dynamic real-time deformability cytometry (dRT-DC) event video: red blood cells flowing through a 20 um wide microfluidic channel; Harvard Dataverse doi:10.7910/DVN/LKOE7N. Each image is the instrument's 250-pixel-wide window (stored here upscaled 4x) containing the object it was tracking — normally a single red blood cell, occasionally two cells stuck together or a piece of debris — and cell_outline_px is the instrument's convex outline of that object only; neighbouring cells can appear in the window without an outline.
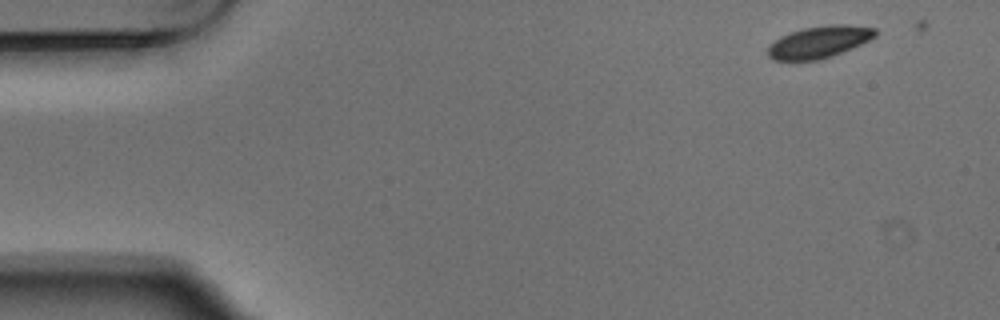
{"species": "Egyptian fruit bat (a non-hibernating species)", "species_latin": "Rousettus aegyptiacus", "temperature_condition": "warm", "stored_images_in_passage": 4, "camera_frame_rate_fps": 3000, "um_per_image_px": 0.085, "animal": {"sex": "male"}, "frame": {"image": 1, "passage_image": 1, "time_ms": 0.0, "image_size_px": [1000, 320], "cell_outline_px": [[876, 36], [860, 44], [832, 56], [816, 60], [772, 60], [768, 56], [768, 48], [780, 36], [804, 28], [828, 24], [844, 24], [876, 28]], "centroid_in_image_um": [69.63, 3.56], "position_along_channel_um": 15.4, "area_um2": 19.71}}
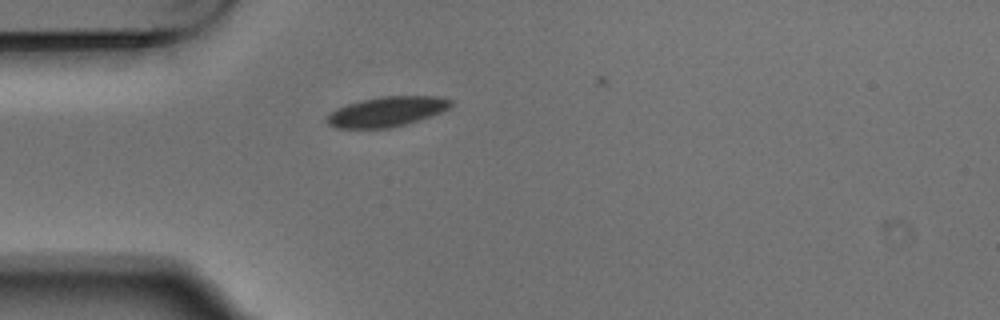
{"frame": {"image": 2, "passage_image": 4, "time_ms": 1.0, "image_size_px": [1000, 320], "cell_outline_px": [[452, 104], [448, 108], [440, 112], [392, 128], [336, 128], [328, 124], [328, 116], [336, 108], [360, 100], [380, 96], [440, 96], [452, 100]], "centroid_in_image_um": [32.87, 9.47], "position_along_channel_um": 52.1, "area_um2": 21.33}}